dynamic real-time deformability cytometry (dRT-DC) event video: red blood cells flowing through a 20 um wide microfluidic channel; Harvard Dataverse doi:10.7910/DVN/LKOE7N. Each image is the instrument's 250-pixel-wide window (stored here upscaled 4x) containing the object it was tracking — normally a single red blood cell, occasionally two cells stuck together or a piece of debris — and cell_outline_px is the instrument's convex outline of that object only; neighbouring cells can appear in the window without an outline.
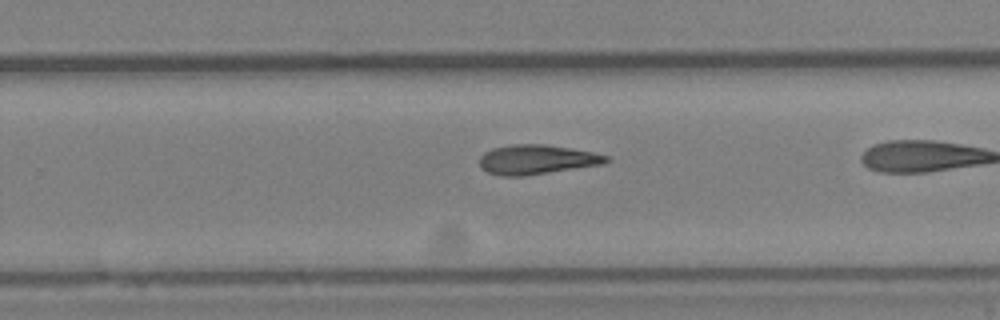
{"species": "Egyptian fruit bat (a non-hibernating species)", "species_latin": "Rousettus aegyptiacus", "temperature_condition": "cold", "stored_images_in_passage": 24, "camera_frame_rate_fps": 3000, "um_per_image_px": 0.085, "animal": {"sex": "female"}, "frame": {"image": 1, "passage_image": 17, "time_ms": 5.333, "image_size_px": [1000, 320], "cell_outline_px": [[612, 160], [604, 164], [524, 176], [500, 176], [488, 172], [480, 168], [480, 156], [484, 152], [492, 148], [512, 144], [544, 144], [592, 152], [608, 156]], "centroid_in_image_um": [45.61, 13.56], "position_along_channel_um": 284.2, "area_um2": 21.85}}